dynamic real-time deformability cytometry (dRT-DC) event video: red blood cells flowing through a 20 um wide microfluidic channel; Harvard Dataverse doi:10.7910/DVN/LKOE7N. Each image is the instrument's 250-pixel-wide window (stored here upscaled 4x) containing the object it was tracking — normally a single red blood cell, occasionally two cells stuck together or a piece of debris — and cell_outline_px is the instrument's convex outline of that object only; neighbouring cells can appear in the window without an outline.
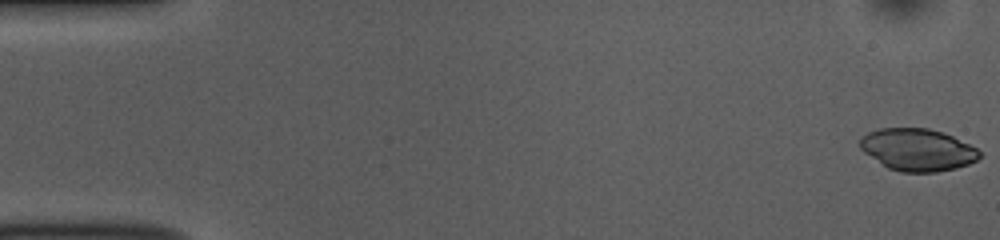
{"species": "common noctule bat (a hibernating species)", "species_latin": "Nyctalus noctula", "temperature_condition": "room temperature", "stored_images_in_passage": 53, "camera_frame_rate_fps": 3000, "um_per_image_px": 0.085, "animal": {"sex": "female", "body_mass_g": 10.0, "forearm_length_mm": 53.1}, "frame": {"image": 1, "passage_image": 1, "time_ms": 0.0, "image_size_px": [1000, 240], "cell_outline_px": [[980, 156], [976, 160], [968, 164], [956, 168], [936, 172], [900, 172], [888, 168], [864, 152], [860, 148], [860, 136], [868, 132], [880, 128], [928, 128], [944, 132], [976, 148], [980, 152]], "centroid_in_image_um": [77.97, 12.72], "position_along_channel_um": 7.0, "area_um2": 29.3}}
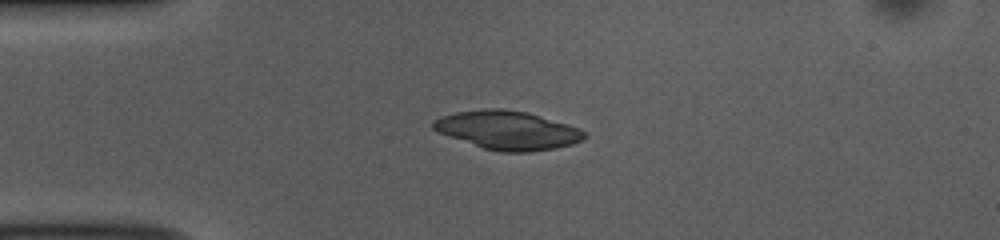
{"frame": {"image": 2, "passage_image": 13, "time_ms": 4.0, "image_size_px": [1000, 240], "cell_outline_px": [[588, 136], [584, 140], [572, 144], [556, 148], [528, 152], [500, 152], [484, 148], [448, 136], [432, 128], [432, 120], [440, 116], [456, 112], [488, 108], [504, 108], [528, 112], [568, 124], [580, 128]], "centroid_in_image_um": [43.17, 11.06], "position_along_channel_um": 41.8, "area_um2": 34.16}}